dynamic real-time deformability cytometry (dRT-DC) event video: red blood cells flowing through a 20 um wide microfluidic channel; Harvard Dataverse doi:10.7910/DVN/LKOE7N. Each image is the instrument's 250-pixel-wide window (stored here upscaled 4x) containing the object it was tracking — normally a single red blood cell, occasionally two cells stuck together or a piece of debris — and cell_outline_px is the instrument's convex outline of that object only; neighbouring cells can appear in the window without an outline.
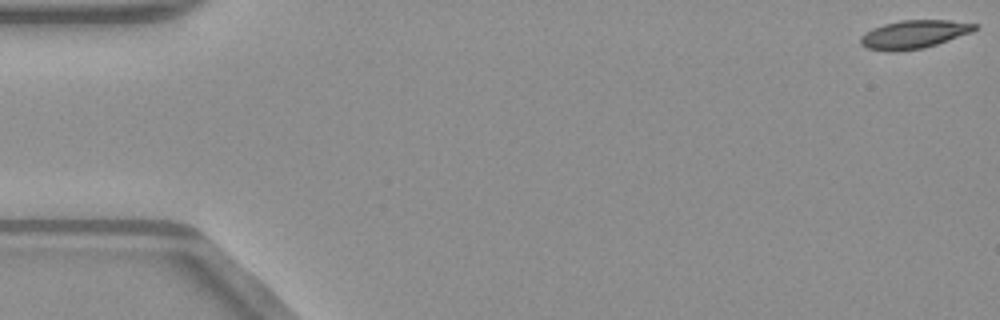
{"species": "common noctule bat (a hibernating species)", "species_latin": "Nyctalus noctula", "temperature_condition": "warm", "stored_images_in_passage": 44, "camera_frame_rate_fps": 3000, "um_per_image_px": 0.085, "animal": {"sex": "male", "body_mass_g": 23.1, "forearm_length_mm": 52.7}, "frame": {"image": 1, "passage_image": 1, "time_ms": 0.0, "image_size_px": [1000, 320], "cell_outline_px": [[976, 28], [972, 32], [924, 48], [892, 52], [888, 52], [868, 48], [860, 44], [860, 36], [864, 32], [872, 28], [884, 24], [900, 20], [948, 20], [976, 24]], "centroid_in_image_um": [77.63, 2.92], "position_along_channel_um": 7.4, "area_um2": 18.79}}
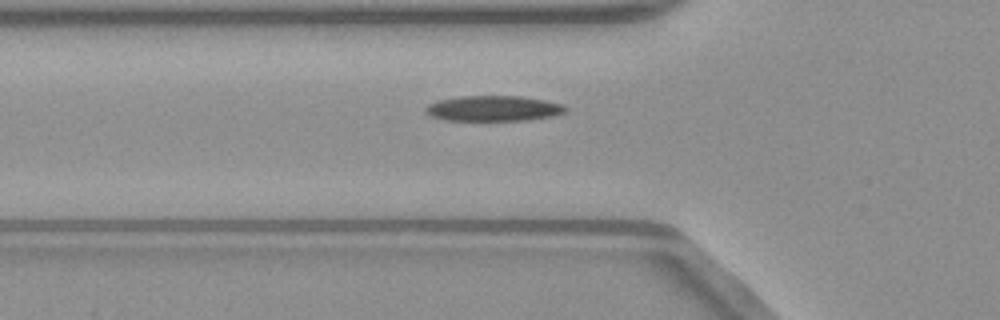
{"frame": {"image": 2, "passage_image": 18, "time_ms": 5.667, "image_size_px": [1000, 320], "cell_outline_px": [[568, 108], [564, 112], [552, 116], [528, 120], [448, 120], [432, 116], [428, 112], [428, 104], [440, 100], [460, 96], [520, 96], [544, 100], [564, 104]], "centroid_in_image_um": [42.02, 9.21], "position_along_channel_um": 83.8, "area_um2": 20.4}}
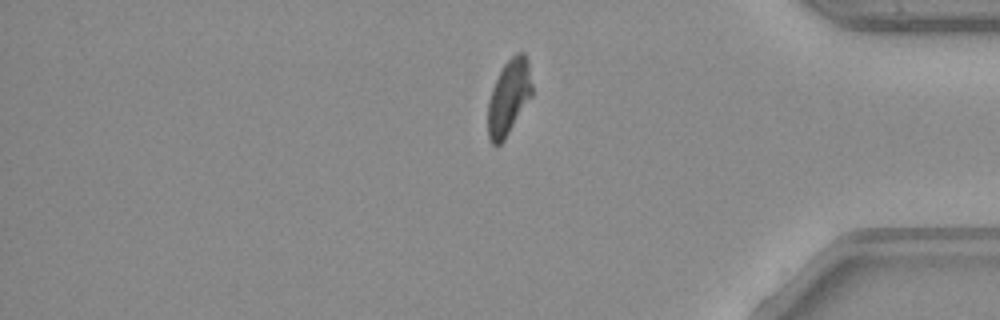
{"frame": {"image": 3, "passage_image": 43, "time_ms": 14.0, "image_size_px": [1000, 320], "cell_outline_px": [[532, 96], [504, 140], [496, 148], [492, 144], [488, 136], [488, 100], [492, 88], [504, 64], [516, 52], [524, 52], [528, 60], [532, 84]], "centroid_in_image_um": [43.25, 8.27], "position_along_channel_um": 392.0, "area_um2": 19.42}, "authors_computed_cell_mechanics": {"area_um2": 20.4034, "velocity_mm_per_s": 4.016, "shape_relaxation_time_tau1_ms": 5.4786, "shape_relaxation_time_tau2_ms": 4.6682, "deformation_change_tau1": 0.1623, "deformation_change_tau2": 0.1216}}